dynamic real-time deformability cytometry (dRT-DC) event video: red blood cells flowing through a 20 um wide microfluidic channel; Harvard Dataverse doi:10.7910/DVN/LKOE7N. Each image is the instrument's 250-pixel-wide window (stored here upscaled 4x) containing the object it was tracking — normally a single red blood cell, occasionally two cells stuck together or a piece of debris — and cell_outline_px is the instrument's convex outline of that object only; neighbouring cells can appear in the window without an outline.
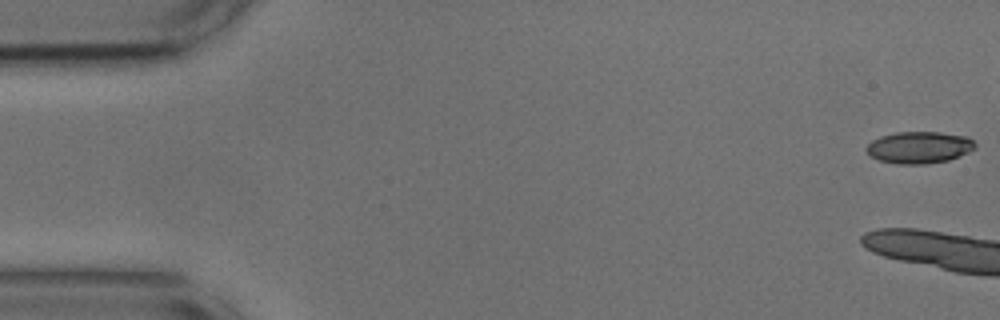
{"species": "common noctule bat (a hibernating species)", "species_latin": "Nyctalus noctula", "temperature_condition": "cold", "stored_images_in_passage": 9, "camera_frame_rate_fps": 3000, "um_per_image_px": 0.085, "animal": {"sex": "male", "body_mass_g": 17.9, "forearm_length_mm": 54.2}, "frame": {"image": 1, "passage_image": 1, "time_ms": 0.0, "image_size_px": [1000, 320], "cell_outline_px": [[976, 148], [968, 152], [948, 160], [924, 164], [896, 164], [880, 160], [872, 156], [864, 148], [872, 140], [880, 136], [896, 132], [940, 132], [968, 136], [976, 144]], "centroid_in_image_um": [78.14, 12.52], "position_along_channel_um": 6.9, "area_um2": 20.17}}